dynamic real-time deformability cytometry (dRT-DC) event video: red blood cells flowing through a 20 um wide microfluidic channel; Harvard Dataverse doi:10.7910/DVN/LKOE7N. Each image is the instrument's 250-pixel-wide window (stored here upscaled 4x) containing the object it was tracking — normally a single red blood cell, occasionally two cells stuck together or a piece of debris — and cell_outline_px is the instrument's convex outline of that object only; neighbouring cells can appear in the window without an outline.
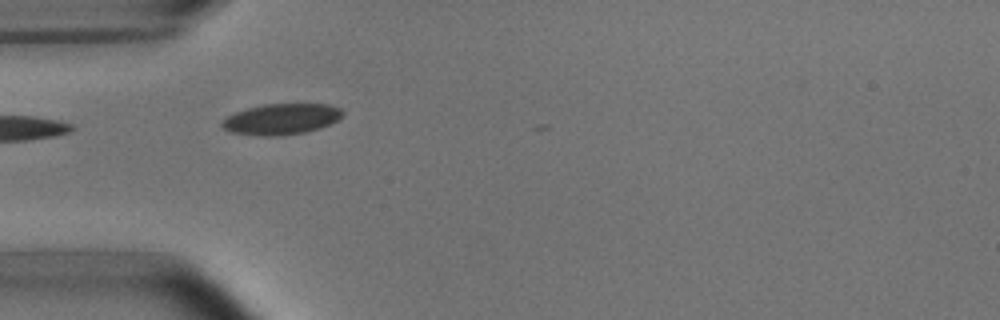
{"species": "common noctule bat (a hibernating species)", "species_latin": "Nyctalus noctula", "temperature_condition": "room temperature", "stored_images_in_passage": 3, "camera_frame_rate_fps": 3000, "um_per_image_px": 0.085, "animal": {"sex": "male", "body_mass_g": 15.6}, "frame": {"image": 1, "passage_image": 2, "time_ms": 1.333, "image_size_px": [1000, 320], "cell_outline_px": [[344, 116], [320, 128], [304, 132], [276, 136], [260, 136], [232, 132], [224, 128], [220, 124], [228, 116], [236, 112], [248, 108], [264, 104], [328, 104], [340, 108], [344, 112]], "centroid_in_image_um": [23.94, 10.12], "position_along_channel_um": 61.1, "area_um2": 21.5}}